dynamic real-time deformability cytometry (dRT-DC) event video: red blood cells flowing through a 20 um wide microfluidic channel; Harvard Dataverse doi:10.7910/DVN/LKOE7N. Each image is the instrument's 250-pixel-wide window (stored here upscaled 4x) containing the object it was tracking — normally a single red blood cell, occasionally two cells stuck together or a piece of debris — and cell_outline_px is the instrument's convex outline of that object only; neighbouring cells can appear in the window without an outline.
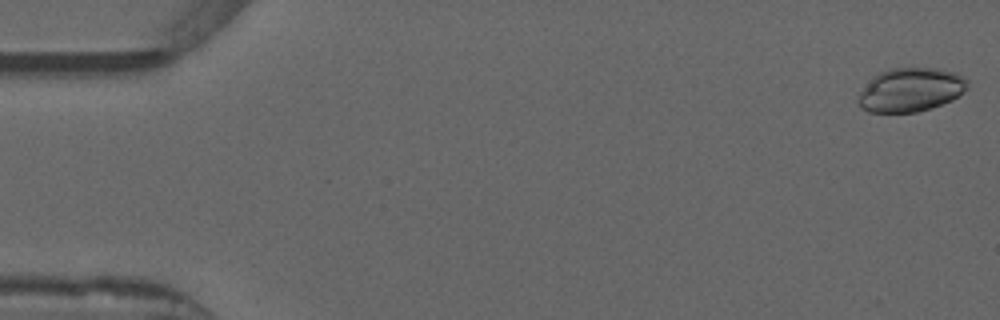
{"species": "common noctule bat (a hibernating species)", "species_latin": "Nyctalus noctula", "temperature_condition": "warm", "stored_images_in_passage": 9, "camera_frame_rate_fps": 3000, "um_per_image_px": 0.085, "animal": {"sex": "male", "forearm_length_mm": 52.5}, "frame": {"image": 1, "passage_image": 1, "time_ms": 0.0, "image_size_px": [1000, 320], "cell_outline_px": [[968, 88], [952, 100], [932, 108], [916, 112], [868, 112], [860, 108], [856, 100], [856, 96], [872, 76], [888, 68], [936, 68], [956, 72], [964, 76], [968, 80]], "centroid_in_image_um": [77.38, 7.63], "position_along_channel_um": 7.6, "area_um2": 28.32}}